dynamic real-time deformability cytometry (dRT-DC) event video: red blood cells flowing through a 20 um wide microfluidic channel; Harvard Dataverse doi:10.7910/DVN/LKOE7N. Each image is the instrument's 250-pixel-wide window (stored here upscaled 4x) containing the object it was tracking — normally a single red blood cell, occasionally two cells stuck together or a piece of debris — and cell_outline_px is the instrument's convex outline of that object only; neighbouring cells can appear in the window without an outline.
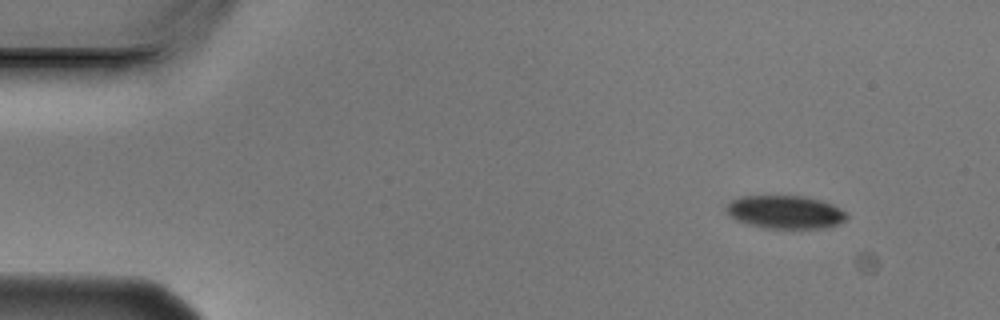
{"species": "Egyptian fruit bat (a non-hibernating species)", "species_latin": "Rousettus aegyptiacus", "temperature_condition": "cold", "stored_images_in_passage": 3, "camera_frame_rate_fps": 3000, "um_per_image_px": 0.085, "animal": {"sex": "male"}, "frame": {"image": 1, "passage_image": 1, "time_ms": 0.0, "image_size_px": [1000, 320], "cell_outline_px": [[848, 216], [844, 220], [836, 224], [824, 228], [764, 228], [736, 220], [728, 216], [724, 208], [732, 200], [740, 196], [804, 196], [824, 200], [848, 212]], "centroid_in_image_um": [66.74, 18.01], "position_along_channel_um": 18.3, "area_um2": 23.41}}